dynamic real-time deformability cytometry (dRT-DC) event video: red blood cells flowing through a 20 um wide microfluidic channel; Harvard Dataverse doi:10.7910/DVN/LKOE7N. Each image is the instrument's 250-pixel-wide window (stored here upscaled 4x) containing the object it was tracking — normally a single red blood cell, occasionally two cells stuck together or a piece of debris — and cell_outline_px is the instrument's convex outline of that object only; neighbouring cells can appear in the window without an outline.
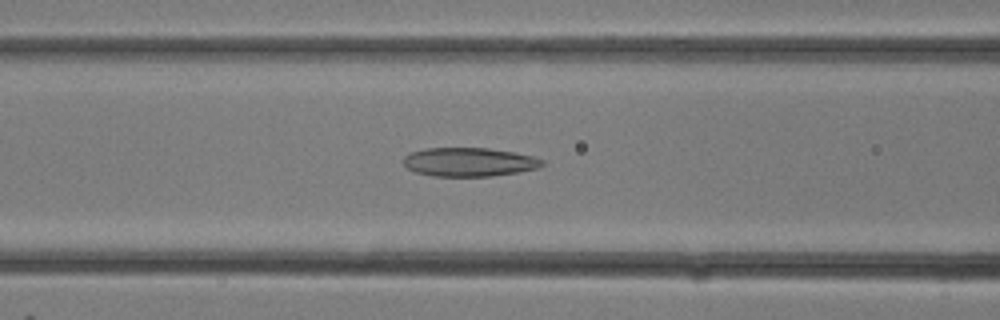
{"species": "common noctule bat (a hibernating species)", "species_latin": "Nyctalus noctula", "temperature_condition": "room temperature", "stored_images_in_passage": 27, "camera_frame_rate_fps": 3000, "um_per_image_px": 0.085, "animal": {"sex": "female"}, "frame": {"image": 1, "passage_image": 11, "time_ms": 3.333, "image_size_px": [1000, 320], "cell_outline_px": [[544, 164], [540, 168], [520, 172], [492, 176], [432, 176], [416, 172], [408, 168], [404, 164], [404, 156], [408, 152], [424, 148], [488, 148], [512, 152], [532, 156], [544, 160]], "centroid_in_image_um": [39.88, 13.77], "position_along_channel_um": 126.7, "area_um2": 23.41}}
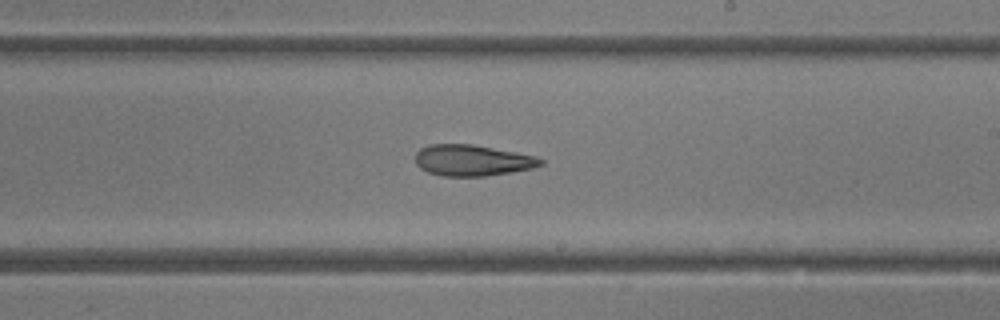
{"frame": {"image": 2, "passage_image": 16, "time_ms": 5.0, "image_size_px": [1000, 320], "cell_outline_px": [[544, 164], [532, 168], [512, 172], [484, 176], [444, 176], [428, 172], [420, 168], [416, 164], [416, 152], [420, 148], [428, 144], [472, 144], [516, 152], [536, 156], [544, 160]], "centroid_in_image_um": [40.15, 13.62], "position_along_channel_um": 248.9, "area_um2": 22.77}}
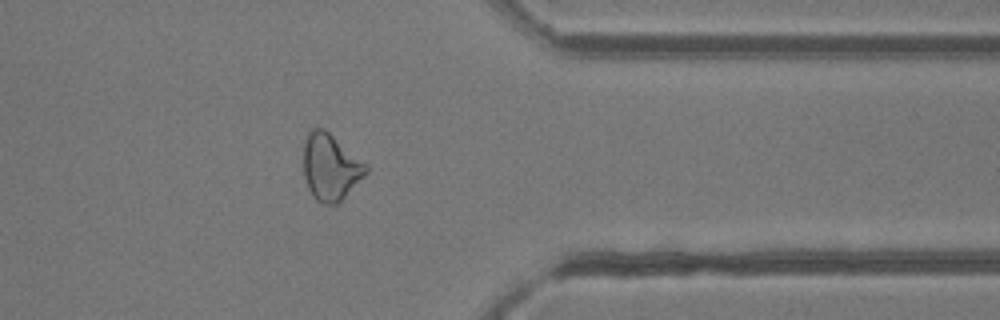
{"frame": {"image": 3, "passage_image": 22, "time_ms": 7.0, "image_size_px": [1000, 320], "cell_outline_px": [[368, 172], [336, 204], [324, 204], [316, 200], [312, 196], [308, 188], [304, 176], [304, 140], [308, 132], [312, 128], [324, 128], [364, 164], [368, 168]], "centroid_in_image_um": [28.04, 14.21], "position_along_channel_um": 383.4, "area_um2": 23.58}}